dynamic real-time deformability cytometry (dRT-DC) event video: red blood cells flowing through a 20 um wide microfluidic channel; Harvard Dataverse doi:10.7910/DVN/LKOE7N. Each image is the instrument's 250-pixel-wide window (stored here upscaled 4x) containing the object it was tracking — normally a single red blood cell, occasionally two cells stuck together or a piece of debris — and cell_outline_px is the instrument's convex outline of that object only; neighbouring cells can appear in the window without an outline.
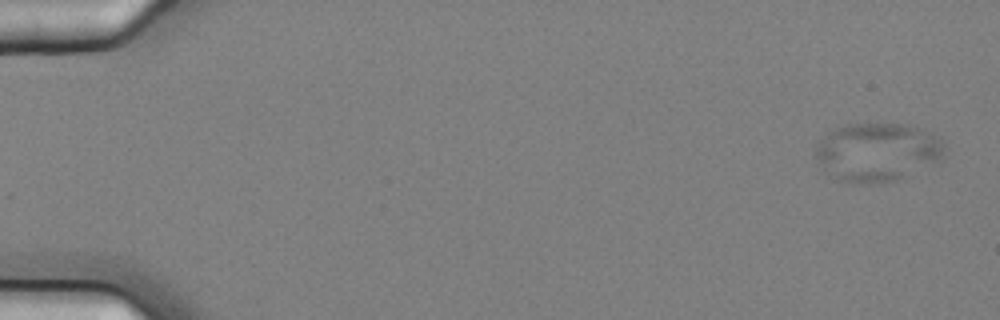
{"species": "common noctule bat (a hibernating species)", "species_latin": "Nyctalus noctula", "temperature_condition": "cold", "stored_images_in_passage": 10, "camera_frame_rate_fps": 3000, "um_per_image_px": 0.085, "animal": {"sex": "female", "body_mass_g": 25.1}, "frame": {"image": 1, "passage_image": 1, "time_ms": 0.0, "image_size_px": [1000, 320], "cell_outline_px": [[944, 148], [940, 160], [896, 180], [860, 184], [840, 180], [824, 168], [816, 156], [816, 144], [828, 132], [844, 124], [908, 124], [920, 128], [928, 132], [940, 140], [944, 144]], "centroid_in_image_um": [74.56, 12.9], "position_along_channel_um": 10.4, "area_um2": 43.18}}
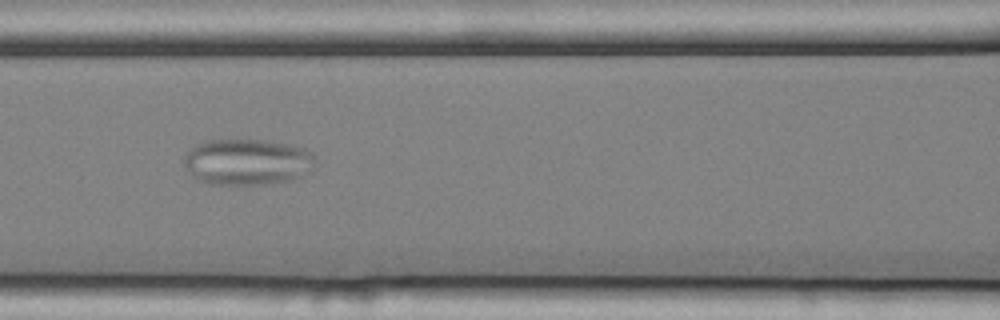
{"frame": {"image": 2, "passage_image": 8, "time_ms": 2.333, "image_size_px": [1000, 320], "cell_outline_px": [[316, 168], [300, 176], [288, 180], [264, 184], [212, 184], [196, 180], [184, 164], [184, 156], [196, 144], [208, 140], [264, 140], [288, 144], [304, 148], [316, 160]], "centroid_in_image_um": [21.02, 13.76], "position_along_channel_um": 145.6, "area_um2": 35.14}}
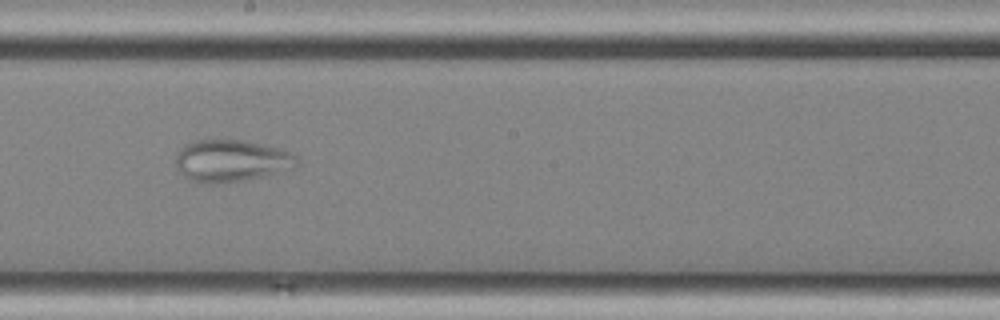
{"frame": {"image": 3, "passage_image": 10, "time_ms": 3.0, "image_size_px": [1000, 320], "cell_outline_px": [[300, 164], [296, 168], [264, 176], [216, 184], [200, 184], [184, 176], [176, 168], [176, 156], [180, 148], [184, 144], [192, 140], [240, 140], [280, 148], [292, 152], [300, 160]], "centroid_in_image_um": [19.67, 13.67], "position_along_channel_um": 228.5, "area_um2": 30.0}}